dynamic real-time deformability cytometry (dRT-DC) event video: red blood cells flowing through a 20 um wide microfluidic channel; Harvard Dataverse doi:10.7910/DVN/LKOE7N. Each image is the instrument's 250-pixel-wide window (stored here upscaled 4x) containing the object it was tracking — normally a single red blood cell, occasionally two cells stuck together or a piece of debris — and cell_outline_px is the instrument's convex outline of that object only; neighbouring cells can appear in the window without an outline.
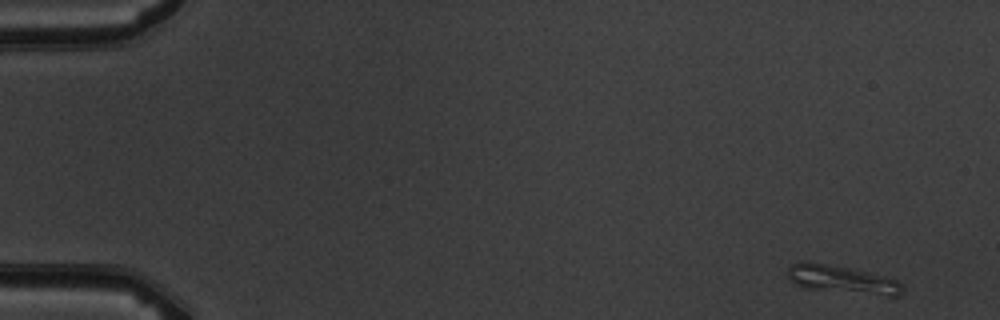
{"species": "common noctule bat (a hibernating species)", "species_latin": "Nyctalus noctula", "temperature_condition": "warm", "stored_images_in_passage": 9, "camera_frame_rate_fps": 3000, "um_per_image_px": 0.085, "animal": {"sex": "male", "body_mass_g": 19.5, "forearm_length_mm": 54.6}, "frame": {"image": 1, "passage_image": 1, "time_ms": 0.0, "image_size_px": [1000, 320], "cell_outline_px": [[904, 292], [900, 296], [888, 296], [808, 288], [796, 284], [788, 280], [788, 268], [792, 264], [804, 260], [808, 260], [848, 268], [896, 280], [904, 288]], "centroid_in_image_um": [71.53, 23.75], "position_along_channel_um": 13.5, "area_um2": 18.38}}
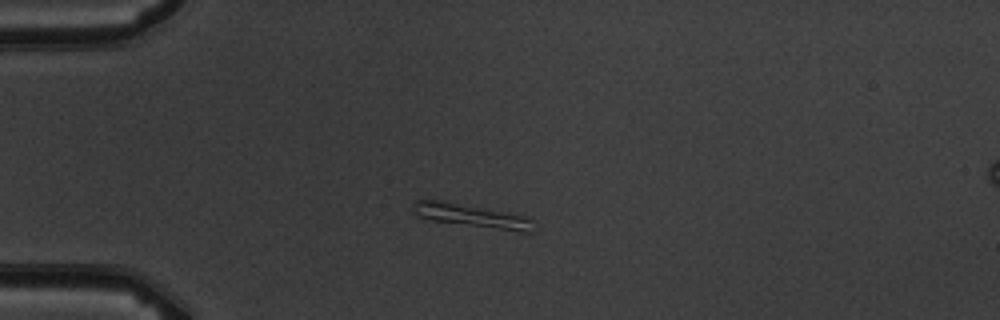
{"frame": {"image": 2, "passage_image": 4, "time_ms": 3.667, "image_size_px": [1000, 320], "cell_outline_px": [[532, 232], [520, 232], [432, 220], [416, 216], [412, 212], [412, 204], [416, 200], [440, 200], [528, 216], [532, 220]], "centroid_in_image_um": [40.05, 18.33], "position_along_channel_um": 44.9, "area_um2": 16.13}}